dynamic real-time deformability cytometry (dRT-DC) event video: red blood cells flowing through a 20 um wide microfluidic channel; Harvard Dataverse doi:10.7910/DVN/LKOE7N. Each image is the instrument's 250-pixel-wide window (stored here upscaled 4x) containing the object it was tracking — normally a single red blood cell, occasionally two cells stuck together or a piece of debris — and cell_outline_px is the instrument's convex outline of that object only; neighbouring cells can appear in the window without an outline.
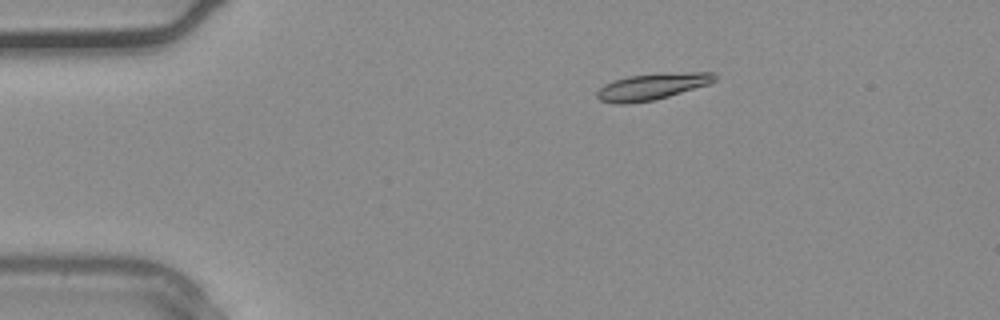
{"species": "common noctule bat (a hibernating species)", "species_latin": "Nyctalus noctula", "temperature_condition": "warm", "stored_images_in_passage": 31, "camera_frame_rate_fps": 3000, "um_per_image_px": 0.085, "animal": {"sex": "male", "body_mass_g": 20.4}, "frame": {"image": 1, "passage_image": 1, "time_ms": 0.0, "image_size_px": [1000, 320], "cell_outline_px": [[716, 80], [708, 84], [668, 96], [652, 100], [628, 104], [616, 104], [600, 100], [596, 96], [596, 92], [604, 84], [612, 80], [628, 76], [668, 72], [712, 72], [716, 76]], "centroid_in_image_um": [55.39, 7.35], "position_along_channel_um": 29.6, "area_um2": 18.15}}